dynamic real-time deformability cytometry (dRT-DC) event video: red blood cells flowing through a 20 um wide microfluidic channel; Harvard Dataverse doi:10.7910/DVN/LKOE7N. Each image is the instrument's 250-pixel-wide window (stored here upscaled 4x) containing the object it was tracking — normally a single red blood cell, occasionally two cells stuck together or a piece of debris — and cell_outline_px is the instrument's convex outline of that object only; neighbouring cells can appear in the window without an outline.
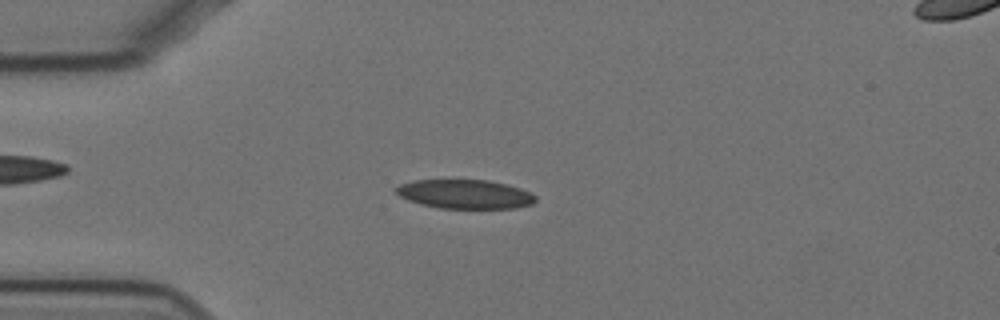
{"species": "Egyptian fruit bat (a non-hibernating species)", "species_latin": "Rousettus aegyptiacus", "temperature_condition": "cold", "stored_images_in_passage": 57, "camera_frame_rate_fps": 3000, "um_per_image_px": 0.085, "animal": {"sex": "female"}, "frame": {"image": 1, "passage_image": 14, "time_ms": 4.333, "image_size_px": [1000, 320], "cell_outline_px": [[536, 200], [532, 204], [516, 208], [440, 208], [420, 204], [408, 200], [400, 196], [392, 188], [400, 184], [416, 180], [488, 180], [508, 184], [532, 192], [536, 196]], "centroid_in_image_um": [39.53, 16.5], "position_along_channel_um": 45.5, "area_um2": 23.76}}
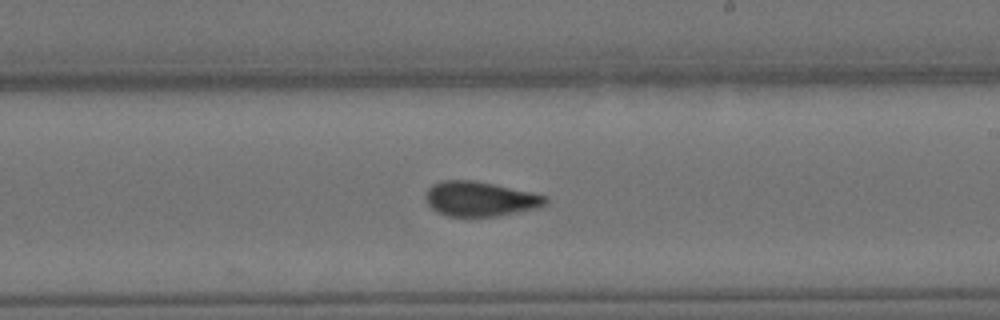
{"frame": {"image": 2, "passage_image": 33, "time_ms": 10.667, "image_size_px": [1000, 320], "cell_outline_px": [[548, 200], [540, 208], [496, 216], [448, 216], [436, 212], [428, 204], [424, 196], [428, 188], [432, 184], [440, 180], [476, 180], [532, 192], [548, 196]], "centroid_in_image_um": [40.8, 16.9], "position_along_channel_um": 248.2, "area_um2": 24.51}}
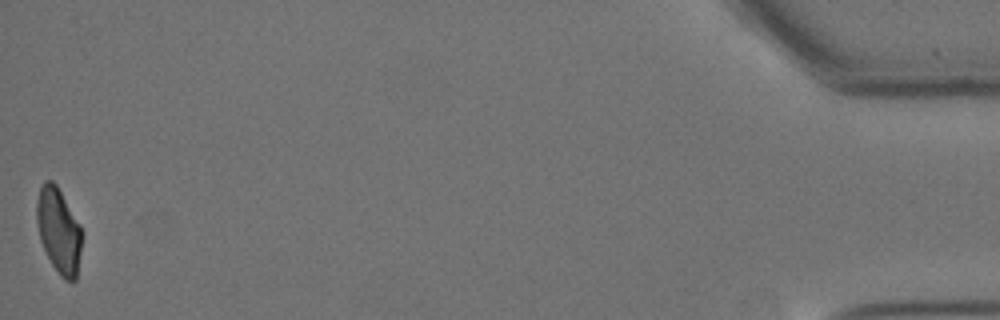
{"frame": {"image": 3, "passage_image": 57, "time_ms": 18.667, "image_size_px": [1000, 320], "cell_outline_px": [[80, 252], [76, 280], [64, 280], [60, 276], [52, 264], [40, 240], [36, 220], [36, 200], [40, 188], [44, 180], [52, 180], [56, 184], [80, 224]], "centroid_in_image_um": [4.96, 19.57], "position_along_channel_um": 430.2, "area_um2": 22.14}, "authors_computed_cell_mechanics": {"area_um2": 23.987, "velocity_mm_per_s": 3.4696, "shape_relaxation_time_tau1_ms": null, "shape_relaxation_time_tau2_ms": 2.0333, "deformation_change_tau1": null, "deformation_change_tau2": 0.084}}